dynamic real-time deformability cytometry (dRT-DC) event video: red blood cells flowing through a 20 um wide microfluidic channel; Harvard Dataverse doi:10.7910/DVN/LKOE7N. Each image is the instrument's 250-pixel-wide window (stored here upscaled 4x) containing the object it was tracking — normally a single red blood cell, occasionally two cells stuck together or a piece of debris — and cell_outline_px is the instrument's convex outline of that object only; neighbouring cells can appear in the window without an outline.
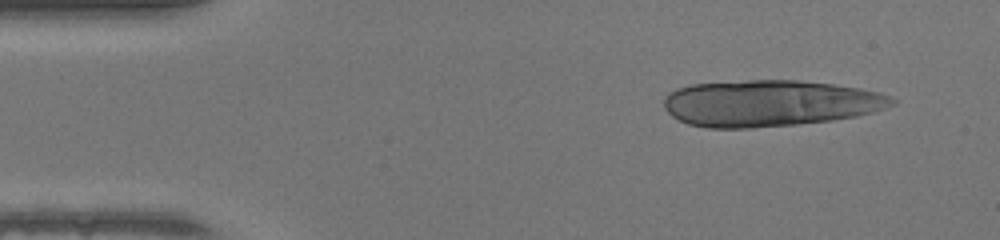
{"species": "human", "species_latin": "Homo sapiens", "temperature_condition": "warm", "stored_images_in_passage": 46, "camera_frame_rate_fps": 3000, "um_per_image_px": 0.085, "donor": {"sex": "female"}, "frame": {"image": 1, "passage_image": 4, "time_ms": 1.0, "image_size_px": [1000, 240], "cell_outline_px": [[896, 104], [872, 112], [856, 116], [832, 120], [796, 124], [752, 128], [708, 128], [688, 124], [672, 116], [664, 108], [664, 96], [668, 92], [676, 88], [692, 84], [748, 80], [800, 80], [832, 84], [860, 88], [880, 92], [896, 100]], "centroid_in_image_um": [65.41, 8.77], "position_along_channel_um": 19.6, "area_um2": 61.85}}
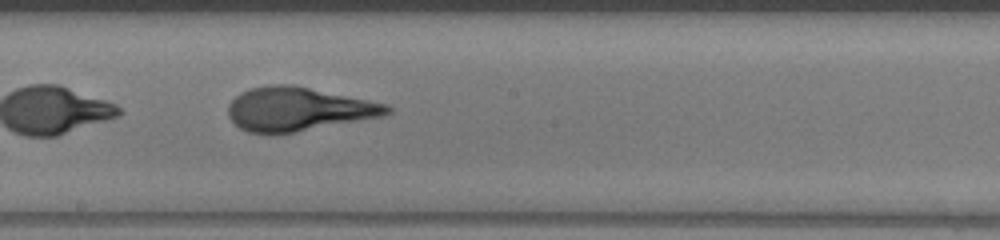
{"frame": {"image": 2, "passage_image": 25, "time_ms": 8.0, "image_size_px": [1000, 240], "cell_outline_px": [[392, 112], [384, 116], [292, 132], [248, 132], [240, 128], [228, 116], [228, 104], [240, 92], [248, 88], [268, 84], [292, 84], [388, 104], [392, 108]], "centroid_in_image_um": [25.34, 9.24], "position_along_channel_um": 222.9, "area_um2": 40.11}}
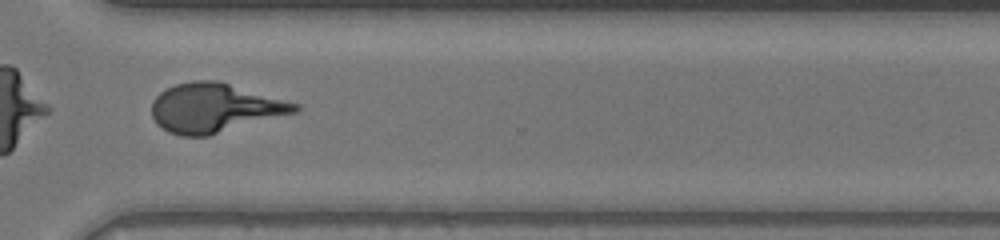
{"frame": {"image": 3, "passage_image": 34, "time_ms": 11.0, "image_size_px": [1000, 240], "cell_outline_px": [[300, 108], [296, 112], [208, 136], [180, 136], [168, 132], [156, 124], [152, 116], [152, 100], [160, 92], [176, 84], [192, 80], [216, 80], [300, 104]], "centroid_in_image_um": [18.21, 9.18], "position_along_channel_um": 352.4, "area_um2": 40.81}}